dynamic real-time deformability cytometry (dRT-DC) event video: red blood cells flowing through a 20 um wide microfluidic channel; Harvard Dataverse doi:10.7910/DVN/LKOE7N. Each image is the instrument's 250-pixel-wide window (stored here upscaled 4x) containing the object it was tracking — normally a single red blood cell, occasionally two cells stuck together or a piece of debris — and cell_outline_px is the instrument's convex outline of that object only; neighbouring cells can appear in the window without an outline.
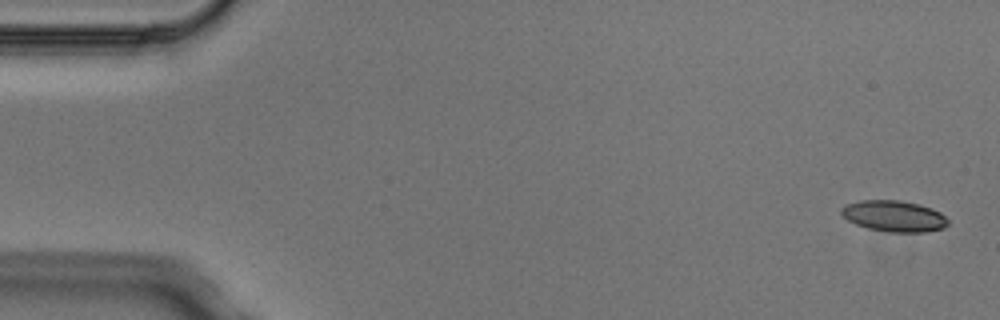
{"species": "Egyptian fruit bat (a non-hibernating species)", "species_latin": "Rousettus aegyptiacus", "temperature_condition": "cold", "stored_images_in_passage": 4, "camera_frame_rate_fps": 3000, "um_per_image_px": 0.085, "animal": {"sex": "male"}, "frame": {"image": 1, "passage_image": 1, "time_ms": 0.0, "image_size_px": [1000, 320], "cell_outline_px": [[948, 224], [944, 228], [928, 232], [888, 232], [868, 228], [856, 224], [848, 220], [840, 212], [840, 208], [844, 204], [860, 200], [900, 200], [920, 204], [932, 208], [940, 212], [948, 220]], "centroid_in_image_um": [75.99, 18.36], "position_along_channel_um": 9.0, "area_um2": 19.54}}
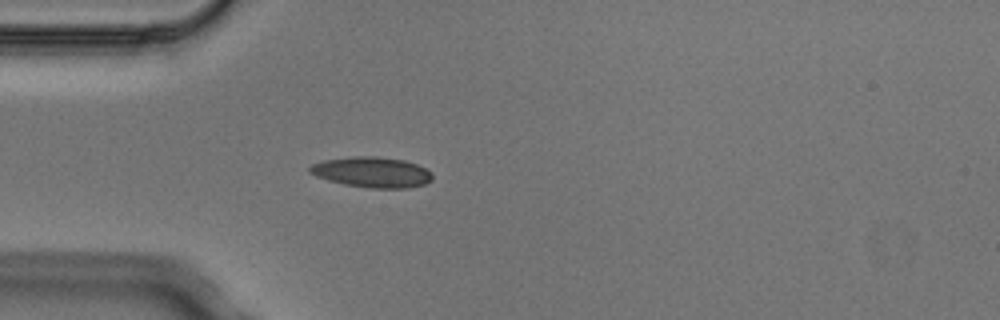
{"frame": {"image": 2, "passage_image": 4, "time_ms": 1.0, "image_size_px": [1000, 320], "cell_outline_px": [[432, 180], [424, 184], [408, 188], [368, 188], [344, 184], [328, 180], [316, 176], [308, 172], [308, 168], [312, 164], [324, 160], [352, 156], [376, 156], [404, 160], [416, 164], [432, 172]], "centroid_in_image_um": [31.61, 14.63], "position_along_channel_um": 53.4, "area_um2": 21.85}}